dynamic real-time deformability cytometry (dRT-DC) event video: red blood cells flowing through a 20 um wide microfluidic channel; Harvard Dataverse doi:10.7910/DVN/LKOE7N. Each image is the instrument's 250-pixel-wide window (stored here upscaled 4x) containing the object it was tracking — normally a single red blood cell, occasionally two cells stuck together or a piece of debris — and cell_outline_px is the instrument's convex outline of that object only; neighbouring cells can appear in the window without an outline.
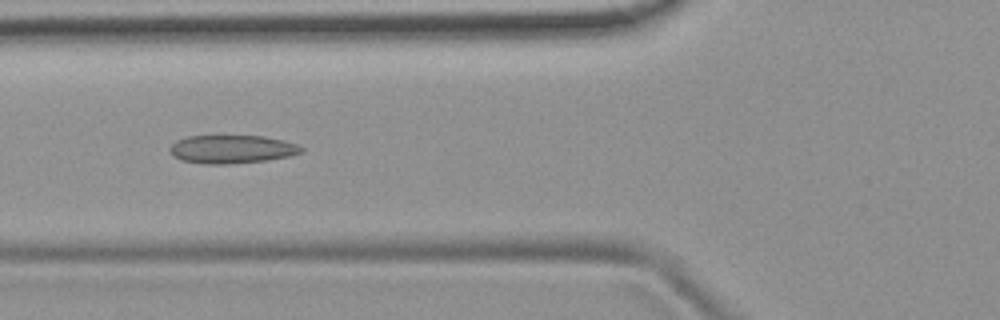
{"species": "common noctule bat (a hibernating species)", "species_latin": "Nyctalus noctula", "temperature_condition": "room temperature", "stored_images_in_passage": 3, "camera_frame_rate_fps": 3000, "um_per_image_px": 0.085, "animal": {"sex": "female", "body_mass_g": 19.9}, "frame": {"image": 1, "passage_image": 2, "time_ms": 1.0, "image_size_px": [1000, 320], "cell_outline_px": [[304, 148], [300, 152], [288, 156], [268, 160], [228, 164], [204, 164], [184, 160], [172, 156], [168, 148], [176, 140], [188, 136], [264, 136], [284, 140], [296, 144]], "centroid_in_image_um": [19.68, 12.68], "position_along_channel_um": 106.1, "area_um2": 21.62}}
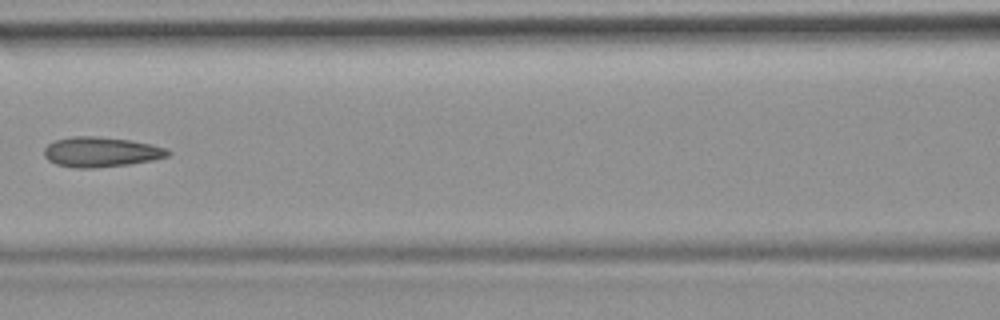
{"frame": {"image": 2, "passage_image": 3, "time_ms": 2.333, "image_size_px": [1000, 320], "cell_outline_px": [[172, 152], [168, 156], [152, 160], [128, 164], [92, 168], [72, 168], [56, 164], [48, 160], [44, 156], [44, 148], [48, 144], [56, 140], [72, 136], [96, 136], [128, 140], [152, 144], [168, 148]], "centroid_in_image_um": [8.58, 12.92], "position_along_channel_um": 158.0, "area_um2": 21.68}}